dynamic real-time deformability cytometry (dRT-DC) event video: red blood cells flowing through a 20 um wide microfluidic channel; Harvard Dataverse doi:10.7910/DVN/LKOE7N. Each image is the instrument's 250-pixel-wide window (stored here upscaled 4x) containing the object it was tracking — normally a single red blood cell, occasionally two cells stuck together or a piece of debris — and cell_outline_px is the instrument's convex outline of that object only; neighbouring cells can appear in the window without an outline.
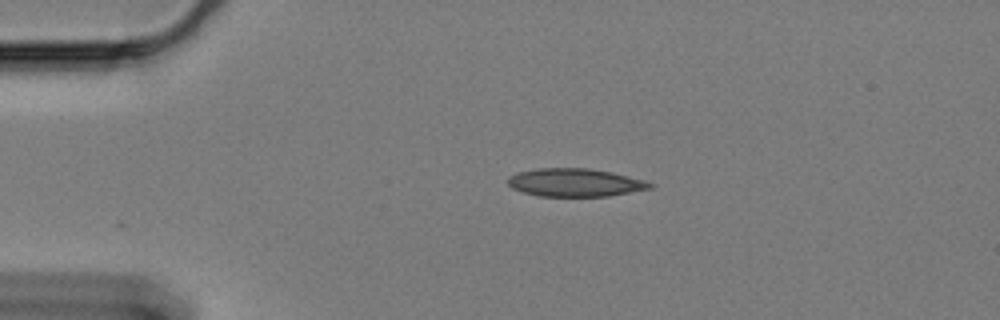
{"species": "Egyptian fruit bat (a non-hibernating species)", "species_latin": "Rousettus aegyptiacus", "temperature_condition": "cold", "stored_images_in_passage": 48, "camera_frame_rate_fps": 3000, "um_per_image_px": 0.085, "animal": {"sex": "female"}, "frame": {"image": 1, "passage_image": 1, "time_ms": 0.0, "image_size_px": [1000, 320], "cell_outline_px": [[656, 184], [652, 188], [608, 196], [540, 196], [524, 192], [512, 188], [508, 184], [508, 176], [516, 172], [536, 168], [588, 168], [612, 172], [644, 180]], "centroid_in_image_um": [48.87, 15.51], "position_along_channel_um": 36.1, "area_um2": 23.29}}
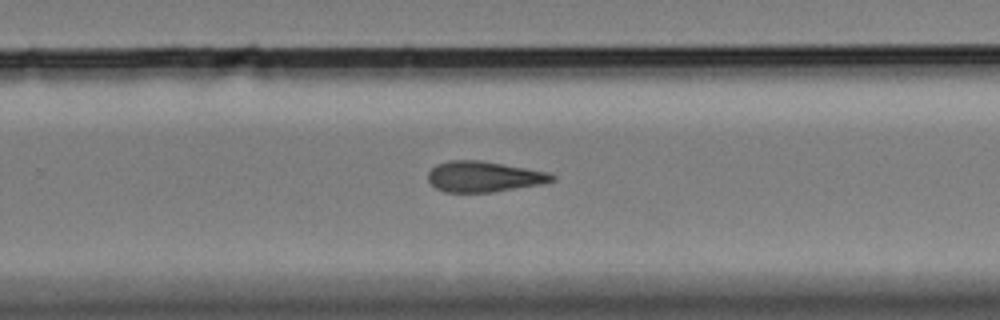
{"frame": {"image": 2, "passage_image": 27, "time_ms": 8.667, "image_size_px": [1000, 320], "cell_outline_px": [[556, 180], [540, 184], [492, 192], [444, 192], [436, 188], [428, 180], [428, 172], [436, 164], [448, 160], [480, 160], [548, 172], [556, 176]], "centroid_in_image_um": [41.11, 15.01], "position_along_channel_um": 288.7, "area_um2": 22.08}}
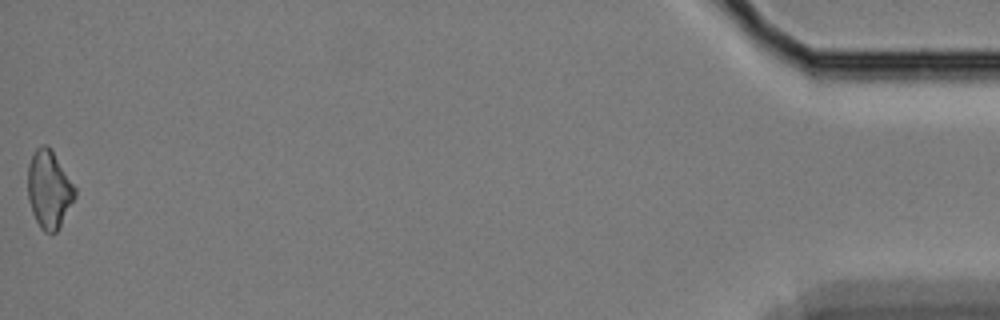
{"frame": {"image": 3, "passage_image": 48, "time_ms": 15.667, "image_size_px": [1000, 320], "cell_outline_px": [[76, 196], [56, 232], [44, 232], [40, 228], [32, 212], [28, 200], [28, 164], [36, 148], [40, 144], [48, 144], [76, 188]], "centroid_in_image_um": [4.16, 16.08], "position_along_channel_um": 431.0, "area_um2": 21.21}, "authors_computed_cell_mechanics": {"area_um2": 22.3108, "velocity_mm_per_s": 3.3419, "shape_relaxation_time_tau1_ms": 11.0786, "shape_relaxation_time_tau2_ms": null, "deformation_change_tau1": 0.1776, "deformation_change_tau2": null}}